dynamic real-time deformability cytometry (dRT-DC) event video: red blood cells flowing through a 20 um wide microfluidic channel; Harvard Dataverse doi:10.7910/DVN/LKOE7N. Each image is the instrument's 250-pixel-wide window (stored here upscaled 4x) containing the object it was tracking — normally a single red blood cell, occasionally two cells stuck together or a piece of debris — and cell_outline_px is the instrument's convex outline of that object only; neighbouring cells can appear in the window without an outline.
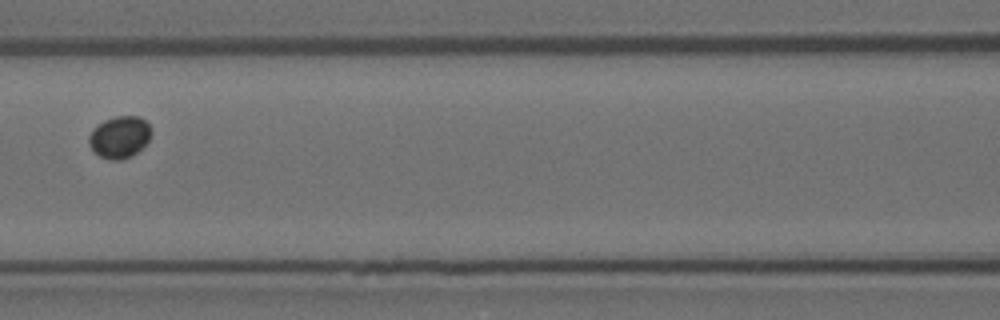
{"species": "Egyptian fruit bat (a non-hibernating species)", "species_latin": "Rousettus aegyptiacus", "temperature_condition": "room temperature", "stored_images_in_passage": 11, "camera_frame_rate_fps": 3000, "um_per_image_px": 0.085, "animal": {"sex": "female"}, "frame": {"image": 1, "passage_image": 4, "time_ms": 1.0, "image_size_px": [1000, 320], "cell_outline_px": [[152, 132], [148, 140], [132, 156], [120, 160], [112, 160], [100, 156], [88, 144], [88, 136], [104, 120], [116, 116], [140, 116], [152, 128]], "centroid_in_image_um": [10.18, 11.64], "position_along_channel_um": 156.4, "area_um2": 14.97}}
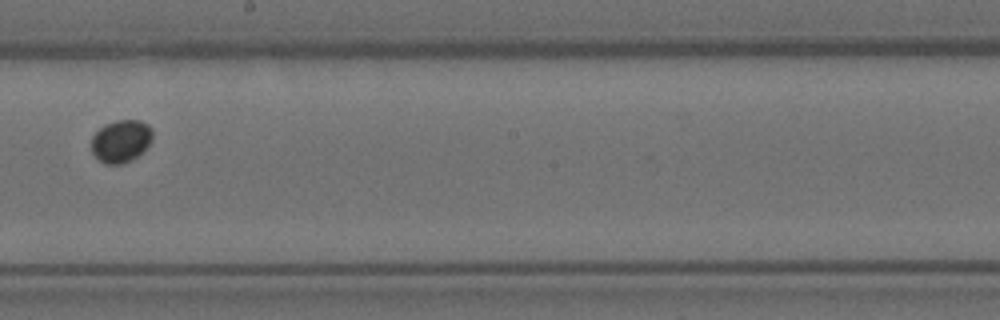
{"frame": {"image": 2, "passage_image": 6, "time_ms": 1.667, "image_size_px": [1000, 320], "cell_outline_px": [[152, 140], [136, 156], [120, 164], [104, 164], [92, 152], [92, 136], [104, 124], [116, 120], [140, 120], [148, 124], [152, 128]], "centroid_in_image_um": [10.27, 11.96], "position_along_channel_um": 237.9, "area_um2": 14.91}}
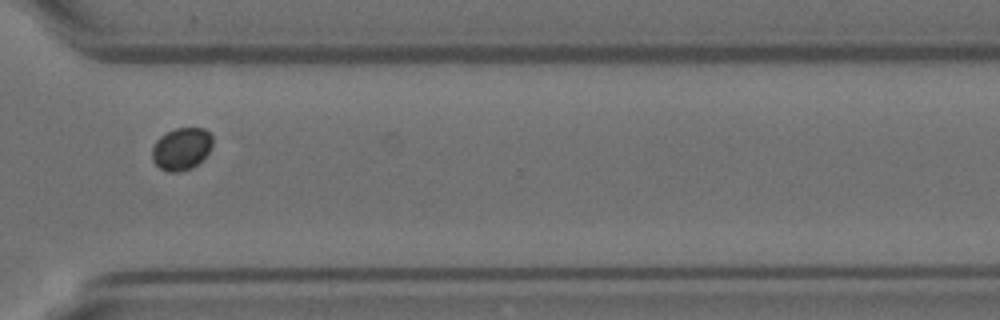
{"frame": {"image": 3, "passage_image": 9, "time_ms": 2.667, "image_size_px": [1000, 320], "cell_outline_px": [[212, 144], [208, 152], [192, 168], [180, 172], [168, 172], [160, 168], [152, 160], [152, 148], [156, 140], [160, 136], [176, 128], [204, 128], [212, 136]], "centroid_in_image_um": [15.4, 12.65], "position_along_channel_um": 355.2, "area_um2": 14.8}}